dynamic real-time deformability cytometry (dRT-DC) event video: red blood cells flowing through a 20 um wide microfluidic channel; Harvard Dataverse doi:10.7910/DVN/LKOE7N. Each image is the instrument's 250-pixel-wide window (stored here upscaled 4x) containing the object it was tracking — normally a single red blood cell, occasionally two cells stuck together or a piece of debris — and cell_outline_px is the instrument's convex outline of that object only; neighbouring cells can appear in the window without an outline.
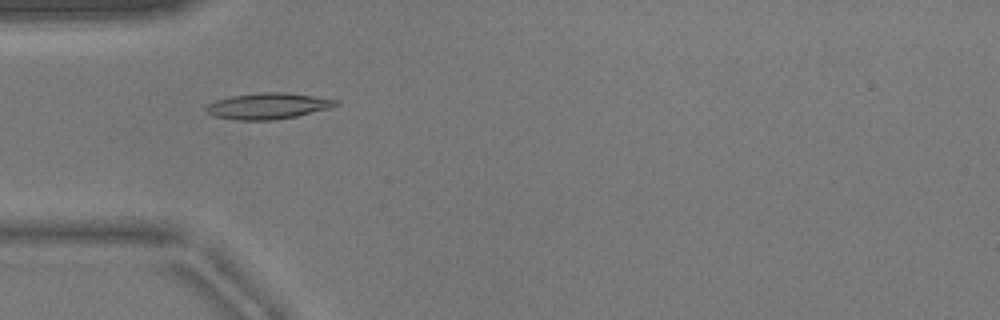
{"species": "common noctule bat (a hibernating species)", "species_latin": "Nyctalus noctula", "temperature_condition": "warm", "stored_images_in_passage": 52, "camera_frame_rate_fps": 3000, "um_per_image_px": 0.085, "animal": {"sex": "male", "body_mass_g": 17.9}, "frame": {"image": 1, "passage_image": 16, "time_ms": 5.0, "image_size_px": [1000, 320], "cell_outline_px": [[340, 104], [328, 108], [296, 116], [276, 120], [240, 120], [216, 116], [208, 112], [204, 108], [208, 104], [216, 100], [232, 96], [256, 92], [284, 92], [340, 100]], "centroid_in_image_um": [22.79, 9.0], "position_along_channel_um": 62.2, "area_um2": 19.54}}
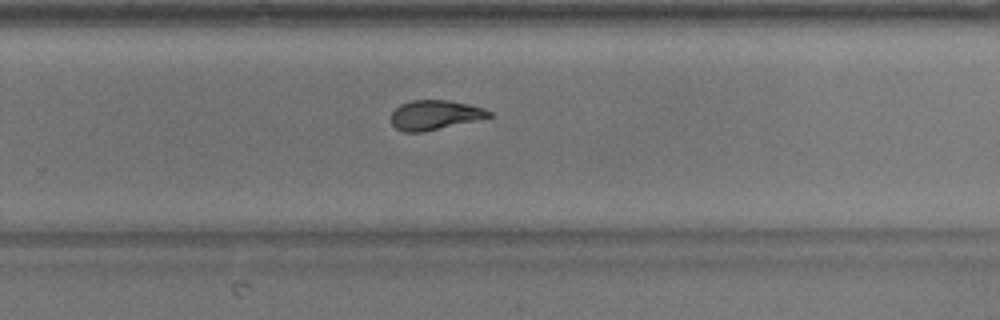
{"frame": {"image": 2, "passage_image": 34, "time_ms": 11.0, "image_size_px": [1000, 320], "cell_outline_px": [[492, 116], [424, 132], [404, 132], [396, 128], [392, 124], [392, 112], [400, 104], [412, 100], [448, 100], [468, 104], [484, 108], [492, 112]], "centroid_in_image_um": [36.95, 9.77], "position_along_channel_um": 292.9, "area_um2": 16.7}}
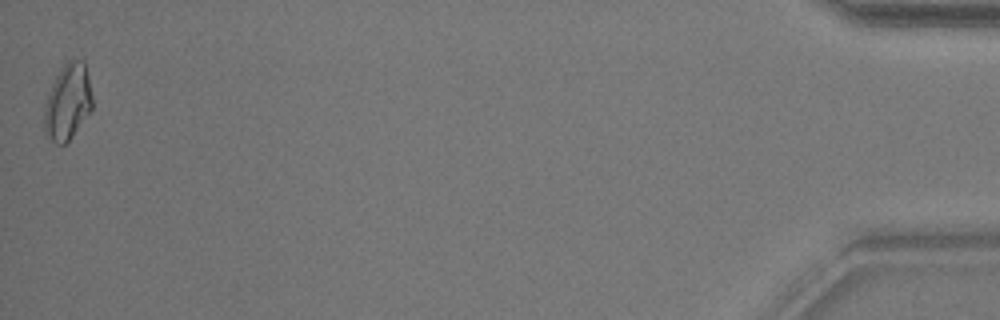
{"frame": {"image": 3, "passage_image": 52, "time_ms": 17.0, "image_size_px": [1000, 320], "cell_outline_px": [[92, 108], [68, 140], [64, 144], [56, 144], [44, 136], [44, 104], [48, 92], [60, 68], [68, 60], [84, 60], [88, 76], [92, 96]], "centroid_in_image_um": [5.72, 8.66], "position_along_channel_um": 429.5, "area_um2": 21.21}, "authors_computed_cell_mechanics": {"area_um2": 17.7157, "velocity_mm_per_s": 3.8619, "shape_relaxation_time_tau1_ms": null, "shape_relaxation_time_tau2_ms": 1.7014, "deformation_change_tau1": null, "deformation_change_tau2": 0.0781}}